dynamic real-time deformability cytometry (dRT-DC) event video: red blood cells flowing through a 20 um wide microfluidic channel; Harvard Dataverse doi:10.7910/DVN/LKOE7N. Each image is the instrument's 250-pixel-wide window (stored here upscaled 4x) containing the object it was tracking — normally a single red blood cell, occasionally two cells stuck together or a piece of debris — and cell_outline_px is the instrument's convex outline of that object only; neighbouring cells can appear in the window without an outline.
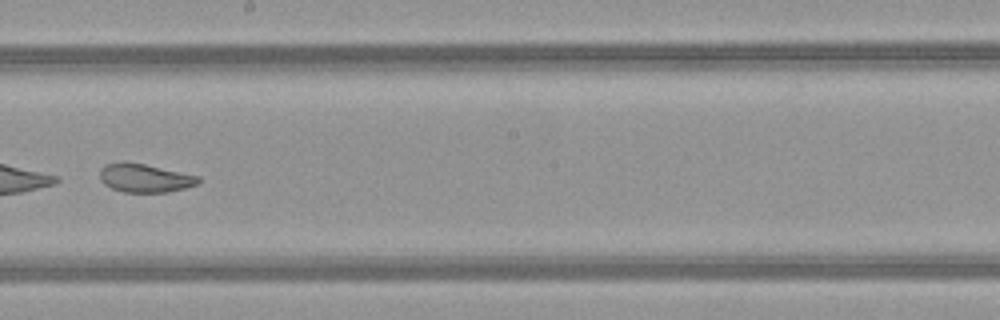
{"species": "common noctule bat (a hibernating species)", "species_latin": "Nyctalus noctula", "temperature_condition": "warm", "stored_images_in_passage": 51, "camera_frame_rate_fps": 3000, "um_per_image_px": 0.085, "animal": {"sex": "female", "body_mass_g": 21.9}, "frame": {"image": 1, "passage_image": 30, "time_ms": 9.667, "image_size_px": [1000, 320], "cell_outline_px": [[200, 180], [196, 184], [184, 188], [168, 192], [124, 192], [112, 188], [104, 184], [100, 180], [100, 168], [104, 164], [124, 160], [144, 164], [200, 176]], "centroid_in_image_um": [12.26, 15.11], "position_along_channel_um": 235.9, "area_um2": 16.47}}